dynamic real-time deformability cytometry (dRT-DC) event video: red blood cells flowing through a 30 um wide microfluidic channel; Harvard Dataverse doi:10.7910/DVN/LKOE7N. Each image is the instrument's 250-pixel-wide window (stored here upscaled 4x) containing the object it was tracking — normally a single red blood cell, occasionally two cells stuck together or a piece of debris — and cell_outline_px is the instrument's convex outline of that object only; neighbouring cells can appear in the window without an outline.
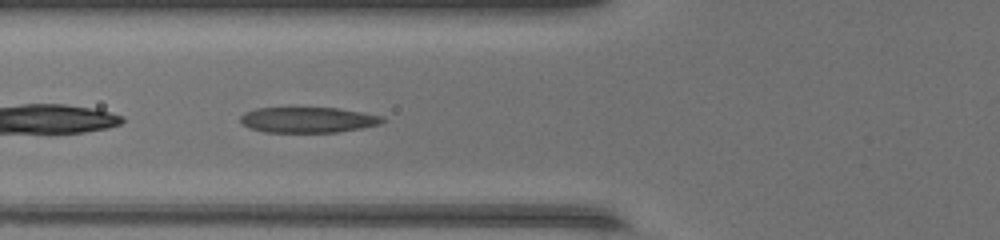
{"species": "common noctule bat (a hibernating species)", "species_latin": "Nyctalus noctula", "temperature_condition": "warm", "stored_images_in_passage": 30, "camera_frame_rate_fps": 3000, "um_per_image_px": 0.085, "animal": {"sex": "female", "body_mass_g": 17.0, "forearm_length_mm": 48.0}, "frame": {"image": 1, "passage_image": 3, "time_ms": 0.667, "image_size_px": [1000, 240], "cell_outline_px": [[388, 120], [380, 124], [360, 128], [336, 132], [264, 132], [248, 128], [240, 120], [240, 116], [244, 112], [256, 108], [292, 104], [336, 108], [364, 112], [384, 116]], "centroid_in_image_um": [26.14, 10.13], "position_along_channel_um": 99.7, "area_um2": 22.43}}
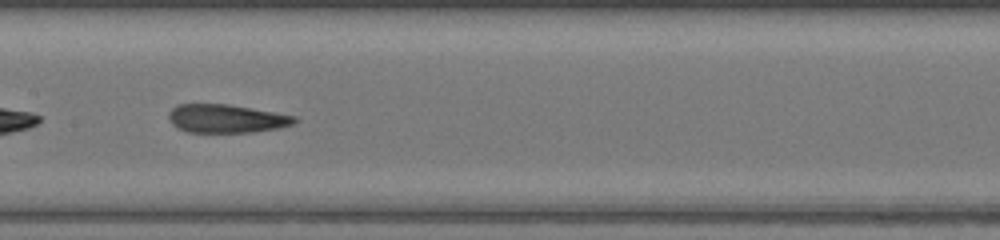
{"frame": {"image": 2, "passage_image": 9, "time_ms": 2.667, "image_size_px": [1000, 240], "cell_outline_px": [[300, 120], [292, 124], [276, 128], [252, 132], [188, 132], [172, 124], [168, 116], [168, 112], [176, 104], [228, 104], [296, 116]], "centroid_in_image_um": [19.23, 10.07], "position_along_channel_um": 188.2, "area_um2": 20.69}}
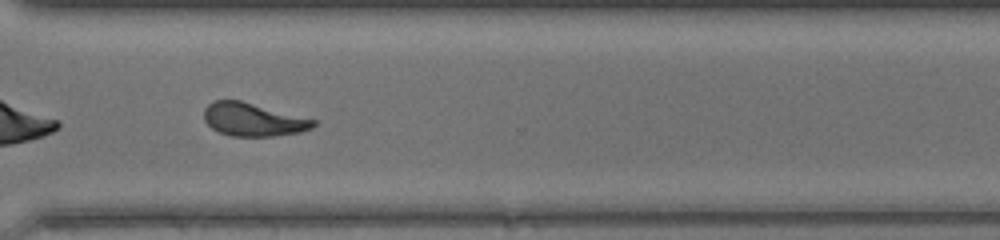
{"frame": {"image": 3, "passage_image": 20, "time_ms": 6.333, "image_size_px": [1000, 240], "cell_outline_px": [[316, 124], [312, 128], [300, 132], [272, 136], [232, 136], [220, 132], [212, 128], [204, 120], [204, 108], [212, 100], [240, 100], [316, 120]], "centroid_in_image_um": [21.49, 10.16], "position_along_channel_um": 349.1, "area_um2": 20.98}, "authors_computed_cell_mechanics": {"area_um2": 21.2415, "velocity_mm_per_s": 4.3989, "shape_relaxation_time_tau1_ms": 9.3688, "shape_relaxation_time_tau2_ms": 1.6366, "deformation_change_tau1": 0.2698, "deformation_change_tau2": 0.0848}}